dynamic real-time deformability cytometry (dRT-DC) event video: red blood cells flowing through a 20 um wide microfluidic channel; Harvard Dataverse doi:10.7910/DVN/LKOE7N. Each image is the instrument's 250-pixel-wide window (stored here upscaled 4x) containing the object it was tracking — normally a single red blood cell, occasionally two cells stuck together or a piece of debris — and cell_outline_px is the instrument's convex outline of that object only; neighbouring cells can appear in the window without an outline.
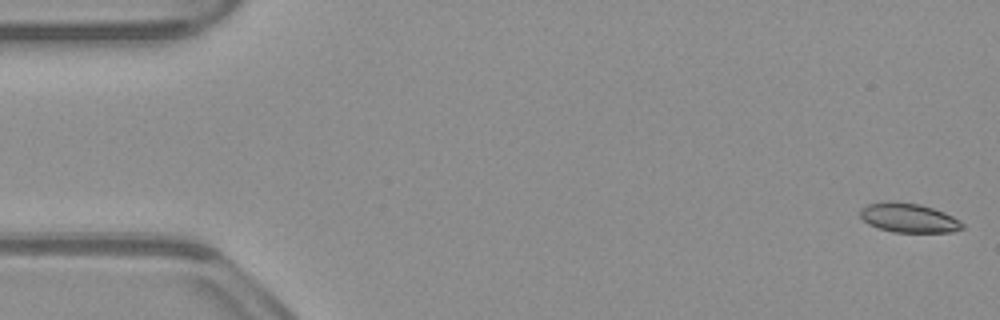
{"species": "common noctule bat (a hibernating species)", "species_latin": "Nyctalus noctula", "temperature_condition": "warm", "stored_images_in_passage": 52, "camera_frame_rate_fps": 3000, "um_per_image_px": 0.085, "animal": {"sex": "male", "body_mass_g": 23.1, "forearm_length_mm": 52.7}, "frame": {"image": 1, "passage_image": 1, "time_ms": 0.0, "image_size_px": [1000, 320], "cell_outline_px": [[964, 228], [952, 232], [892, 232], [868, 224], [860, 216], [860, 208], [868, 204], [920, 204], [944, 212], [960, 220], [964, 224]], "centroid_in_image_um": [77.3, 18.57], "position_along_channel_um": 7.7, "area_um2": 16.76}}
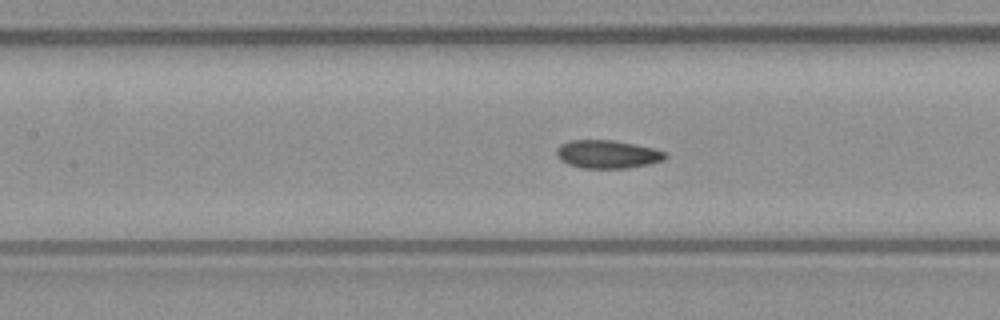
{"frame": {"image": 2, "passage_image": 23, "time_ms": 7.333, "image_size_px": [1000, 320], "cell_outline_px": [[668, 156], [664, 160], [648, 164], [628, 168], [584, 168], [568, 164], [560, 160], [556, 152], [556, 148], [560, 144], [572, 140], [612, 140], [652, 148], [664, 152]], "centroid_in_image_um": [51.61, 13.11], "position_along_channel_um": 155.8, "area_um2": 17.69}}
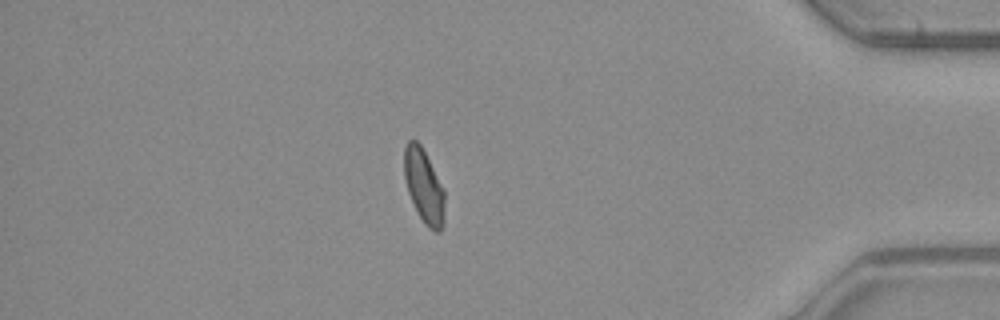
{"frame": {"image": 3, "passage_image": 45, "time_ms": 14.667, "image_size_px": [1000, 320], "cell_outline_px": [[444, 224], [440, 232], [436, 232], [428, 228], [424, 224], [408, 192], [404, 176], [404, 148], [408, 140], [416, 140], [420, 144], [444, 188]], "centroid_in_image_um": [36.04, 15.84], "position_along_channel_um": 399.2, "area_um2": 17.34}, "authors_computed_cell_mechanics": {"area_um2": 17.8313, "velocity_mm_per_s": 3.9218, "shape_relaxation_time_tau1_ms": 10.2696, "shape_relaxation_time_tau2_ms": 1.6284, "deformation_change_tau1": 0.1717, "deformation_change_tau2": 0.062}}